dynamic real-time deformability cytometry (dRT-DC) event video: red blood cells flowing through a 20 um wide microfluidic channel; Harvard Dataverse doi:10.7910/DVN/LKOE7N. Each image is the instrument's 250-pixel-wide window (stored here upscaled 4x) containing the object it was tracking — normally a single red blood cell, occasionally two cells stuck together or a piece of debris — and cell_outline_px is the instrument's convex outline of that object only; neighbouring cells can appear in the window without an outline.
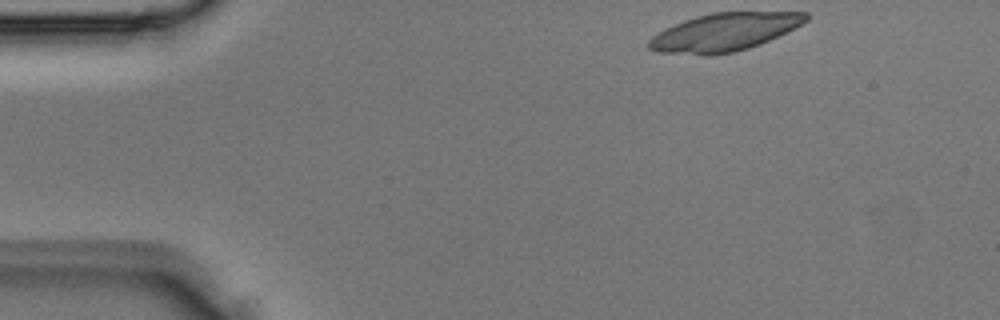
{"species": "Egyptian fruit bat (a non-hibernating species)", "species_latin": "Rousettus aegyptiacus", "temperature_condition": "room temperature", "stored_images_in_passage": 3, "camera_frame_rate_fps": 3000, "um_per_image_px": 0.085, "animal": {"sex": "male"}, "frame": {"image": 1, "passage_image": 1, "time_ms": 0.0, "image_size_px": [1000, 320], "cell_outline_px": [[808, 20], [760, 44], [736, 52], [712, 56], [704, 56], [656, 52], [648, 48], [648, 40], [652, 36], [684, 20], [696, 16], [712, 12], [808, 12]], "centroid_in_image_um": [61.52, 2.75], "position_along_channel_um": 23.5, "area_um2": 34.56}}